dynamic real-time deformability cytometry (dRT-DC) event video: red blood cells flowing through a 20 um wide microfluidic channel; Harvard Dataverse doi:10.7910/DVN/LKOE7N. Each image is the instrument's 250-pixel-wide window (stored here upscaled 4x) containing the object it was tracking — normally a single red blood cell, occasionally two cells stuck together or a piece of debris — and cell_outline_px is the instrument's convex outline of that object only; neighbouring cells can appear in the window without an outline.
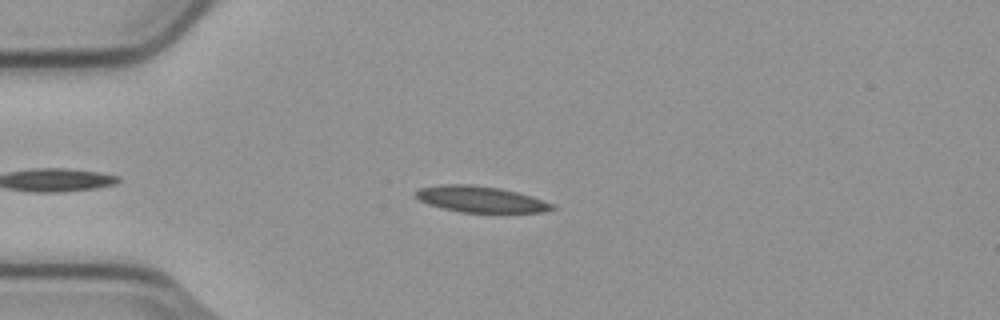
{"species": "common noctule bat (a hibernating species)", "species_latin": "Nyctalus noctula", "temperature_condition": "cold", "stored_images_in_passage": 46, "camera_frame_rate_fps": 3000, "um_per_image_px": 0.085, "animal": {"sex": "male", "body_mass_g": 23.1, "forearm_length_mm": 52.7}, "frame": {"image": 1, "passage_image": 9, "time_ms": 2.667, "image_size_px": [1000, 320], "cell_outline_px": [[556, 208], [544, 212], [460, 212], [440, 208], [428, 204], [420, 200], [416, 196], [416, 192], [420, 188], [440, 184], [472, 184], [500, 188], [532, 196], [552, 204]], "centroid_in_image_um": [40.83, 16.93], "position_along_channel_um": 44.2, "area_um2": 20.69}}
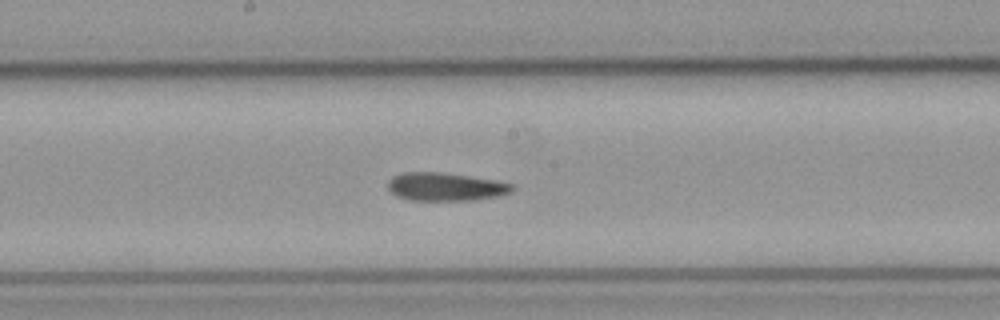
{"frame": {"image": 2, "passage_image": 24, "time_ms": 7.667, "image_size_px": [1000, 320], "cell_outline_px": [[516, 188], [512, 192], [500, 196], [476, 200], [408, 200], [396, 196], [388, 188], [388, 180], [392, 176], [404, 172], [440, 172], [468, 176], [492, 180], [512, 184]], "centroid_in_image_um": [37.86, 15.88], "position_along_channel_um": 210.3, "area_um2": 20.46}}
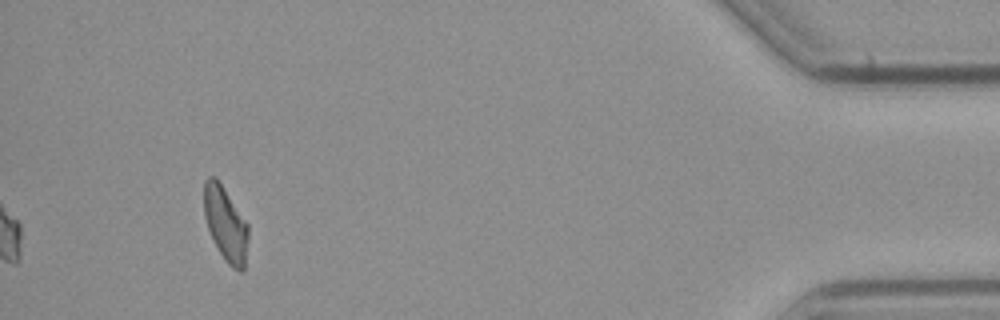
{"frame": {"image": 3, "passage_image": 46, "time_ms": 15.0, "image_size_px": [1000, 320], "cell_outline_px": [[248, 240], [244, 272], [240, 272], [232, 268], [224, 260], [208, 228], [204, 216], [204, 180], [208, 176], [216, 176], [248, 224]], "centroid_in_image_um": [19.18, 19.04], "position_along_channel_um": 416.0, "area_um2": 19.19}, "authors_computed_cell_mechanics": {"area_um2": 20.1722, "velocity_mm_per_s": 3.7605, "shape_relaxation_time_tau1_ms": 8.6582, "shape_relaxation_time_tau2_ms": 7.0702, "deformation_change_tau1": 0.1789, "deformation_change_tau2": 0.1679}}